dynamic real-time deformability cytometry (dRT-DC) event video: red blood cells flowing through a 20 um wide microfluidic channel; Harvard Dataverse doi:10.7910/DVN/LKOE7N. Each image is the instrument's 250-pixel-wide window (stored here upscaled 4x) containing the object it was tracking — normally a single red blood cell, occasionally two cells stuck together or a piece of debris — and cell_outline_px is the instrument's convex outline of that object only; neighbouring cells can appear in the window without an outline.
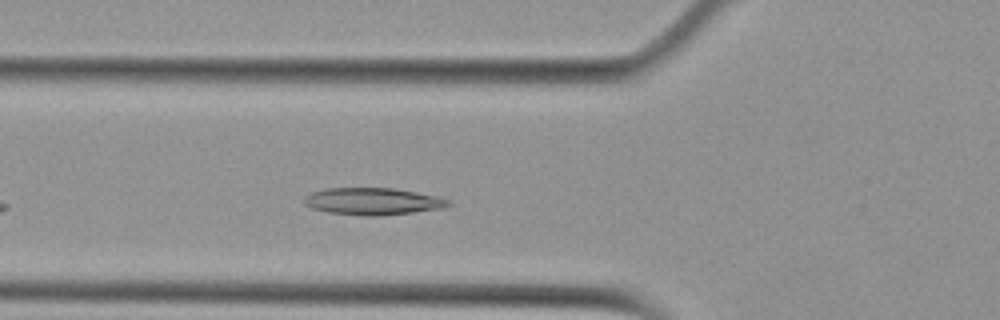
{"species": "Egyptian fruit bat (a non-hibernating species)", "species_latin": "Rousettus aegyptiacus", "temperature_condition": "cold", "stored_images_in_passage": 40, "camera_frame_rate_fps": 3000, "um_per_image_px": 0.085, "animal": {"sex": "female"}, "frame": {"image": 1, "passage_image": 7, "time_ms": 2.0, "image_size_px": [1000, 320], "cell_outline_px": [[452, 204], [444, 208], [380, 216], [364, 216], [328, 212], [312, 208], [304, 204], [304, 196], [312, 192], [328, 188], [392, 188], [416, 192], [452, 200]], "centroid_in_image_um": [31.69, 17.12], "position_along_channel_um": 94.1, "area_um2": 22.72}}
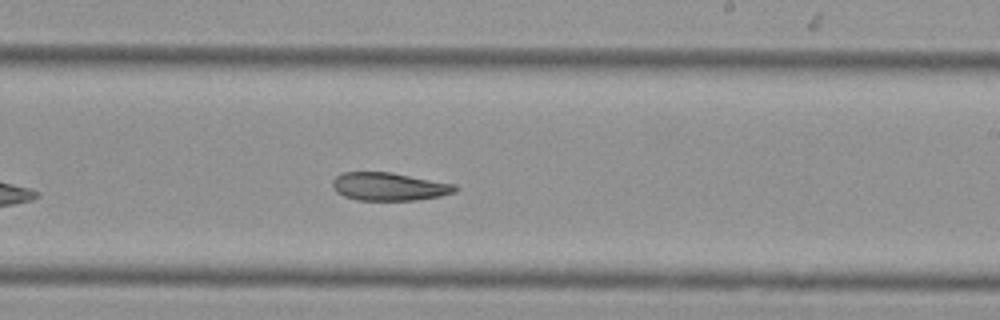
{"frame": {"image": 2, "passage_image": 20, "time_ms": 6.333, "image_size_px": [1000, 320], "cell_outline_px": [[460, 188], [456, 192], [440, 196], [416, 200], [356, 200], [344, 196], [336, 192], [332, 188], [332, 180], [336, 176], [344, 172], [392, 172], [456, 184]], "centroid_in_image_um": [33.09, 15.86], "position_along_channel_um": 255.9, "area_um2": 20.29}}
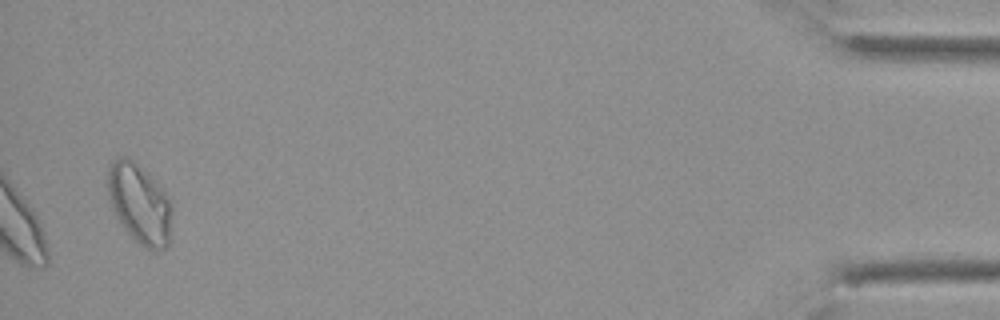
{"frame": {"image": 3, "passage_image": 40, "time_ms": 13.0, "image_size_px": [1000, 320], "cell_outline_px": [[172, 240], [164, 248], [152, 252], [144, 248], [124, 228], [116, 216], [112, 208], [108, 196], [108, 168], [112, 160], [120, 156], [128, 156], [164, 188], [168, 196], [172, 208]], "centroid_in_image_um": [11.9, 17.34], "position_along_channel_um": 423.3, "area_um2": 30.4}, "authors_computed_cell_mechanics": {"area_um2": 21.8195, "velocity_mm_per_s": 3.7422, "shape_relaxation_time_tau1_ms": null, "shape_relaxation_time_tau2_ms": 4.1395, "deformation_change_tau1": null, "deformation_change_tau2": 0.0973}}